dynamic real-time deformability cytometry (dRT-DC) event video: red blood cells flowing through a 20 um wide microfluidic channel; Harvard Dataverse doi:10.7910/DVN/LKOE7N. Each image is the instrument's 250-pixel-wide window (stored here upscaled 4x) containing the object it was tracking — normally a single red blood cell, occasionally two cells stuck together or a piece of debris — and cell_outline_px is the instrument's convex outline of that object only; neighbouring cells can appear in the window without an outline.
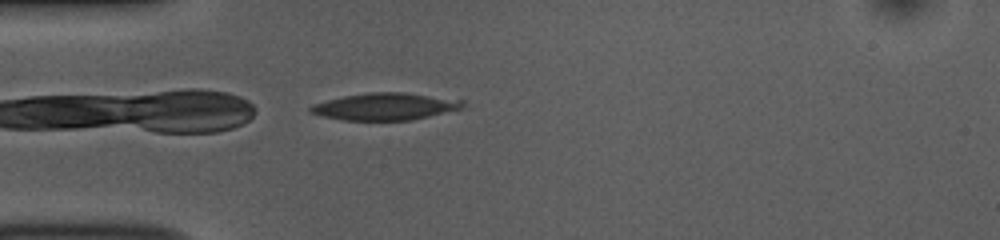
{"species": "common noctule bat (a hibernating species)", "species_latin": "Nyctalus noctula", "temperature_condition": "room temperature", "stored_images_in_passage": 2, "camera_frame_rate_fps": 3000, "um_per_image_px": 0.085, "animal": {"sex": "female", "body_mass_g": 10.0, "forearm_length_mm": 53.1}, "frame": {"image": 1, "passage_image": 2, "time_ms": 0.333, "image_size_px": [1000, 240], "cell_outline_px": [[464, 108], [412, 120], [344, 120], [324, 116], [308, 112], [308, 108], [312, 104], [344, 96], [368, 92], [404, 92], [464, 100]], "centroid_in_image_um": [32.75, 9.05], "position_along_channel_um": 52.3, "area_um2": 23.99}}